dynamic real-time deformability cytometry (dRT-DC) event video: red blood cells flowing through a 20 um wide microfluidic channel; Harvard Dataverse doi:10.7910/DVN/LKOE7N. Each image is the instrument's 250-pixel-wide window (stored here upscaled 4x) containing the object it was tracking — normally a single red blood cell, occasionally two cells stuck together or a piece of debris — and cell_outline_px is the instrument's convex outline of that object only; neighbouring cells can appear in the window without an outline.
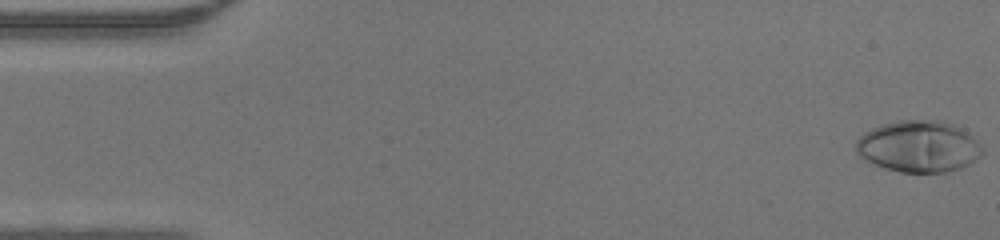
{"species": "human", "species_latin": "Homo sapiens", "temperature_condition": "warm", "stored_images_in_passage": 42, "camera_frame_rate_fps": 3000, "um_per_image_px": 0.085, "donor": {"sex": "male"}, "frame": {"image": 1, "passage_image": 1, "time_ms": 0.0, "image_size_px": [1000, 240], "cell_outline_px": [[984, 152], [976, 160], [960, 168], [944, 172], [900, 172], [876, 164], [860, 156], [856, 152], [856, 140], [864, 132], [872, 128], [884, 124], [900, 120], [936, 120], [952, 124], [964, 128], [984, 148]], "centroid_in_image_um": [78.12, 12.43], "position_along_channel_um": 6.9, "area_um2": 37.8}}
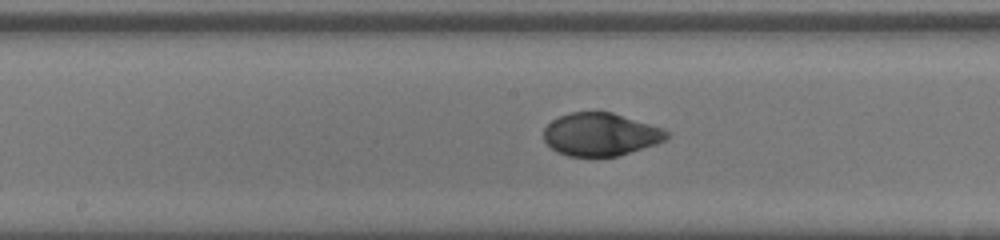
{"frame": {"image": 2, "passage_image": 24, "time_ms": 7.667, "image_size_px": [1000, 240], "cell_outline_px": [[668, 136], [664, 140], [656, 144], [616, 156], [568, 156], [556, 152], [544, 140], [544, 128], [552, 120], [560, 116], [572, 112], [612, 112], [660, 128], [668, 132]], "centroid_in_image_um": [51.0, 11.43], "position_along_channel_um": 197.2, "area_um2": 30.29}}
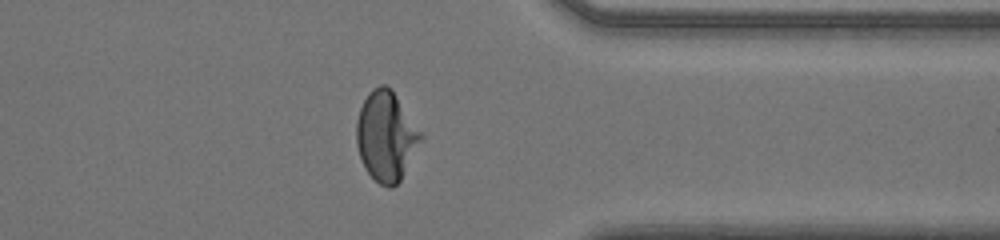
{"frame": {"image": 3, "passage_image": 37, "time_ms": 12.0, "image_size_px": [1000, 240], "cell_outline_px": [[424, 136], [400, 180], [392, 188], [388, 188], [380, 184], [364, 168], [356, 144], [356, 120], [360, 108], [368, 92], [372, 88], [380, 84], [384, 84], [392, 88]], "centroid_in_image_um": [32.81, 11.54], "position_along_channel_um": 378.6, "area_um2": 33.64}}